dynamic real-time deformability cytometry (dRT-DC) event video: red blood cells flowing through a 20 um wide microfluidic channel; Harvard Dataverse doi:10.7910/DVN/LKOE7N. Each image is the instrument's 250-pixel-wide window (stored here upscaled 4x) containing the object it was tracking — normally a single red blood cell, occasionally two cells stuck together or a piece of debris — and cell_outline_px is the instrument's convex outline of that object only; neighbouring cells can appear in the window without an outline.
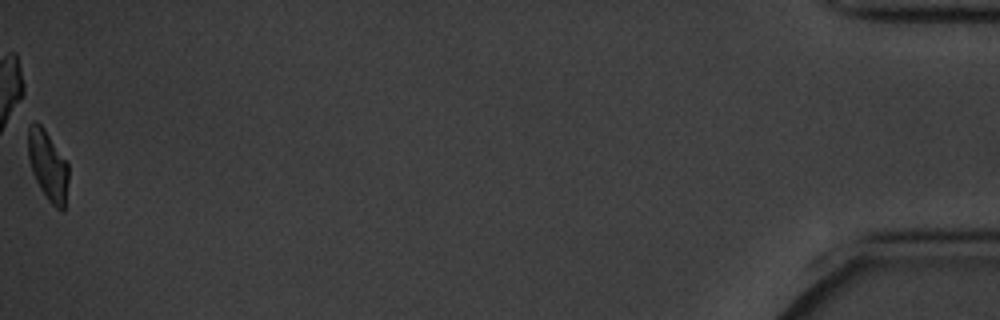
{"species": "common noctule bat (a hibernating species)", "species_latin": "Nyctalus noctula", "temperature_condition": "cold", "stored_images_in_passage": 59, "camera_frame_rate_fps": 3000, "um_per_image_px": 0.085, "animal": {"sex": "male", "body_mass_g": 20.1, "forearm_length_mm": 53.5}, "frame": {"image": 1, "passage_image": 59, "time_ms": 19.333, "image_size_px": [1000, 320], "cell_outline_px": [[68, 180], [64, 212], [60, 212], [48, 200], [40, 188], [32, 172], [28, 160], [28, 128], [32, 120], [36, 120], [44, 128], [68, 164]], "centroid_in_image_um": [4.06, 14.07], "position_along_channel_um": 431.1, "area_um2": 16.53}, "authors_computed_cell_mechanics": {"area_um2": 17.918, "velocity_mm_per_s": 3.4461, "shape_relaxation_time_tau1_ms": 2.7066, "shape_relaxation_time_tau2_ms": 4.6745, "deformation_change_tau1": 0.1109, "deformation_change_tau2": 0.0974}}